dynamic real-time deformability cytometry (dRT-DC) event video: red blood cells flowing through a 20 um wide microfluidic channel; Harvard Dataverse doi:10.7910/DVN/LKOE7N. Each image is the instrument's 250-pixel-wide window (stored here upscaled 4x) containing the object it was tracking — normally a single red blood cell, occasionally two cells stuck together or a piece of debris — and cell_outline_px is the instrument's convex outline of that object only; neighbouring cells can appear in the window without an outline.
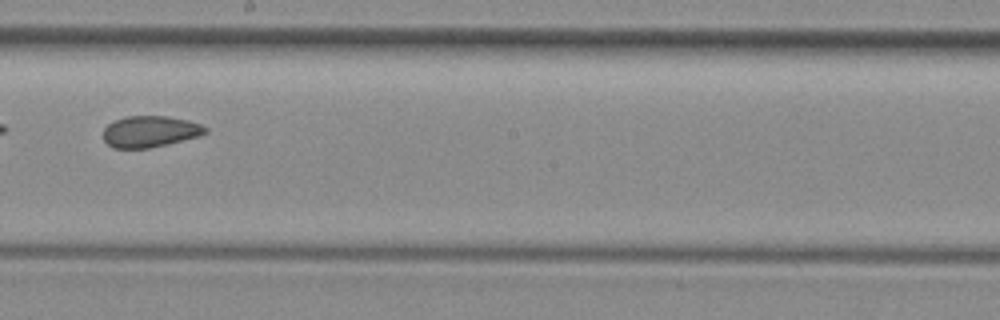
{"species": "common noctule bat (a hibernating species)", "species_latin": "Nyctalus noctula", "temperature_condition": "room temperature", "stored_images_in_passage": 10, "camera_frame_rate_fps": 3000, "um_per_image_px": 0.085, "animal": {"sex": "female", "body_mass_g": 29.2, "forearm_length_mm": 56.3}, "frame": {"image": 1, "passage_image": 9, "time_ms": 2.667, "image_size_px": [1000, 320], "cell_outline_px": [[208, 132], [200, 136], [148, 148], [112, 148], [104, 140], [104, 128], [108, 124], [124, 116], [168, 116], [188, 120], [200, 124], [208, 128]], "centroid_in_image_um": [12.76, 11.17], "position_along_channel_um": 235.4, "area_um2": 18.61}}
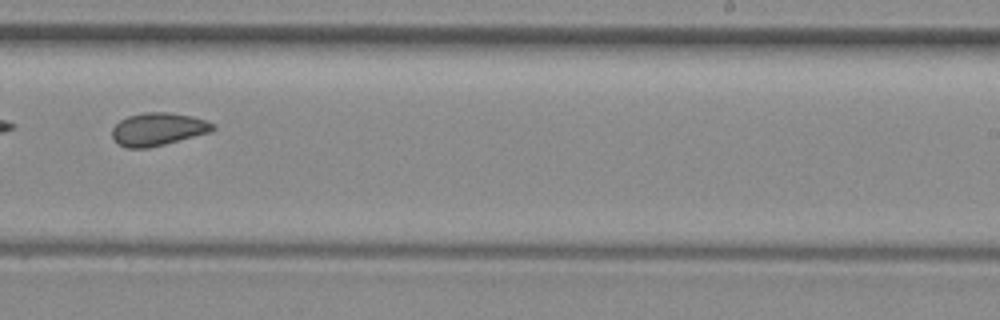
{"frame": {"image": 2, "passage_image": 10, "time_ms": 3.0, "image_size_px": [1000, 320], "cell_outline_px": [[216, 128], [212, 132], [148, 148], [128, 148], [120, 144], [112, 136], [112, 128], [120, 120], [128, 116], [144, 112], [168, 112], [192, 116], [216, 124]], "centroid_in_image_um": [13.46, 10.97], "position_along_channel_um": 275.5, "area_um2": 19.25}}